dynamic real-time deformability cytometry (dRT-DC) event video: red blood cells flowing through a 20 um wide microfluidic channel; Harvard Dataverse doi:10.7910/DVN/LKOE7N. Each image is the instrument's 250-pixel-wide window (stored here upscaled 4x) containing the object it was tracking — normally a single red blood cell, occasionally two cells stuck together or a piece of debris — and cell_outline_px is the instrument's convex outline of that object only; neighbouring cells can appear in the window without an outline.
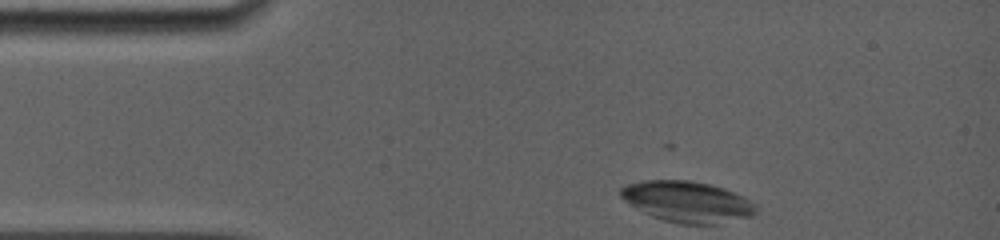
{"species": "common noctule bat (a hibernating species)", "species_latin": "Nyctalus noctula", "temperature_condition": "room temperature", "stored_images_in_passage": 5, "camera_frame_rate_fps": 5000, "um_per_image_px": 0.085, "animal": {"sex": "female", "body_mass_g": 19.0, "forearm_length_mm": 56.7}, "frame": {"image": 1, "passage_image": 2, "time_ms": 0.6, "image_size_px": [1000, 240], "cell_outline_px": [[756, 212], [752, 216], [716, 224], [680, 224], [664, 220], [652, 216], [636, 208], [624, 200], [620, 196], [620, 188], [628, 184], [644, 180], [688, 180], [712, 184], [724, 188], [744, 196], [756, 204]], "centroid_in_image_um": [58.44, 17.14], "position_along_channel_um": 26.6, "area_um2": 32.37}}